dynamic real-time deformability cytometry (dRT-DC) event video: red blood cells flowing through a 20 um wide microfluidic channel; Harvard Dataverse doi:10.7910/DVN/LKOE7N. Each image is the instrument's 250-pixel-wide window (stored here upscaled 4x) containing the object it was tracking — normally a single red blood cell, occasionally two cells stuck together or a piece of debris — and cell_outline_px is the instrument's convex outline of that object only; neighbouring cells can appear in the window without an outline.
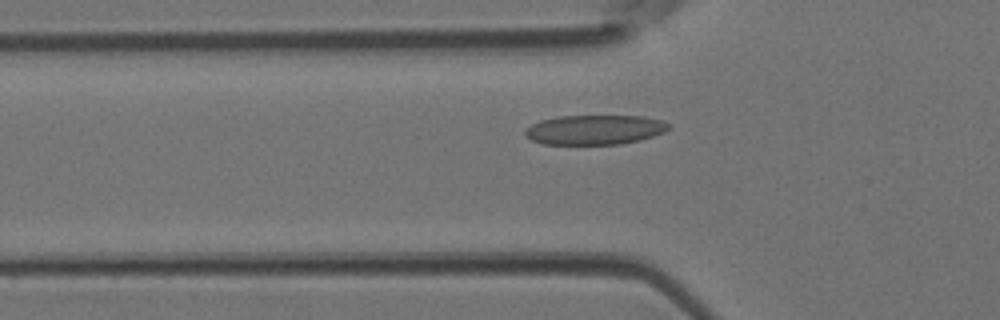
{"species": "Egyptian fruit bat (a non-hibernating species)", "species_latin": "Rousettus aegyptiacus", "temperature_condition": "room temperature", "stored_images_in_passage": 38, "camera_frame_rate_fps": 3000, "um_per_image_px": 0.085, "animal": {"sex": "female"}, "frame": {"image": 1, "passage_image": 12, "time_ms": 3.667, "image_size_px": [1000, 320], "cell_outline_px": [[672, 124], [664, 132], [640, 140], [620, 144], [540, 144], [524, 136], [524, 132], [532, 124], [540, 120], [560, 116], [640, 116], [664, 120]], "centroid_in_image_um": [50.56, 11.03], "position_along_channel_um": 75.2, "area_um2": 24.85}}
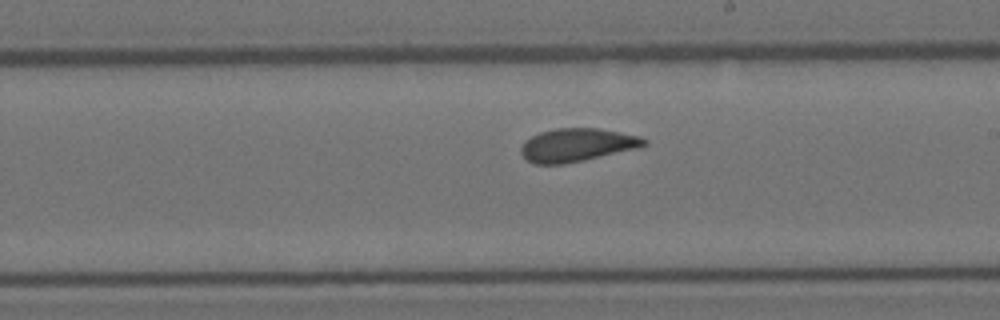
{"frame": {"image": 2, "passage_image": 23, "time_ms": 7.333, "image_size_px": [1000, 320], "cell_outline_px": [[648, 144], [640, 148], [564, 164], [536, 164], [528, 160], [520, 152], [520, 148], [524, 140], [540, 132], [556, 128], [600, 128], [640, 136], [648, 140]], "centroid_in_image_um": [49.07, 12.31], "position_along_channel_um": 239.9, "area_um2": 23.93}}
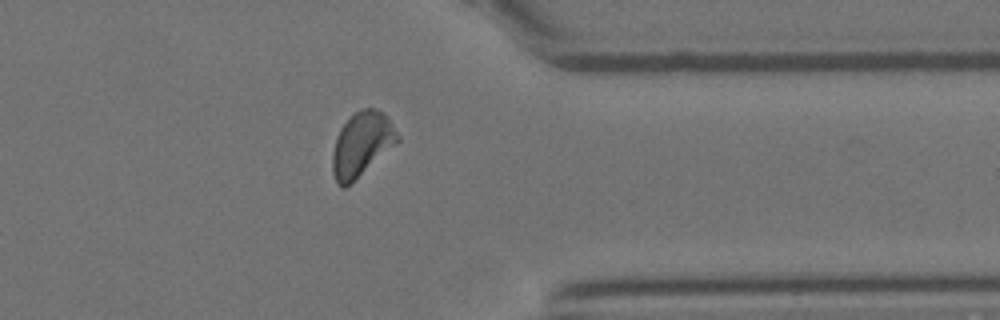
{"frame": {"image": 3, "passage_image": 33, "time_ms": 10.667, "image_size_px": [1000, 320], "cell_outline_px": [[400, 140], [352, 184], [344, 188], [340, 188], [332, 172], [332, 152], [336, 136], [340, 128], [360, 108], [376, 108], [384, 112], [400, 136]], "centroid_in_image_um": [30.74, 12.29], "position_along_channel_um": 380.7, "area_um2": 24.57}}